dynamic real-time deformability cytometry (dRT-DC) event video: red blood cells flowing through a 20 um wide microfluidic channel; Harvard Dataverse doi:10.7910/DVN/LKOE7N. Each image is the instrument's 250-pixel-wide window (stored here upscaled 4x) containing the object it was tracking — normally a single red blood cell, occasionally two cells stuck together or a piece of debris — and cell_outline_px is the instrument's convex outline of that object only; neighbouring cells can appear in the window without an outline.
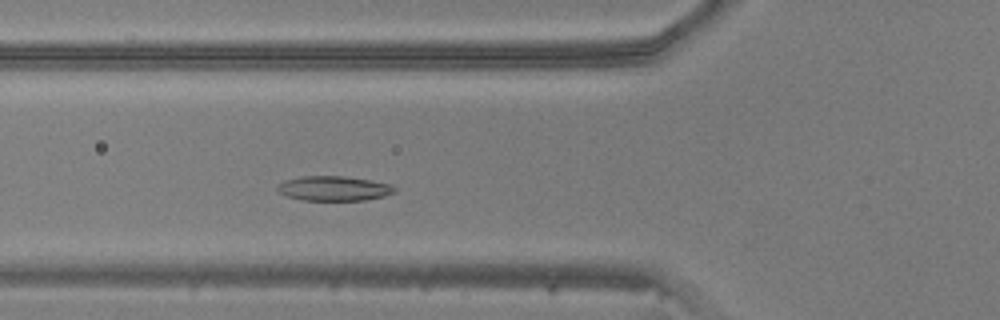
{"species": "common noctule bat (a hibernating species)", "species_latin": "Nyctalus noctula", "temperature_condition": "warm", "stored_images_in_passage": 43, "camera_frame_rate_fps": 3000, "um_per_image_px": 0.085, "animal": {"sex": "male", "body_mass_g": 20.5, "forearm_length_mm": 52.5}, "frame": {"image": 1, "passage_image": 12, "time_ms": 3.667, "image_size_px": [1000, 320], "cell_outline_px": [[396, 192], [384, 196], [364, 200], [304, 200], [288, 196], [280, 192], [276, 188], [276, 184], [284, 180], [300, 176], [340, 176], [368, 180], [392, 184], [396, 188]], "centroid_in_image_um": [28.37, 16.01], "position_along_channel_um": 97.4, "area_um2": 16.82}}
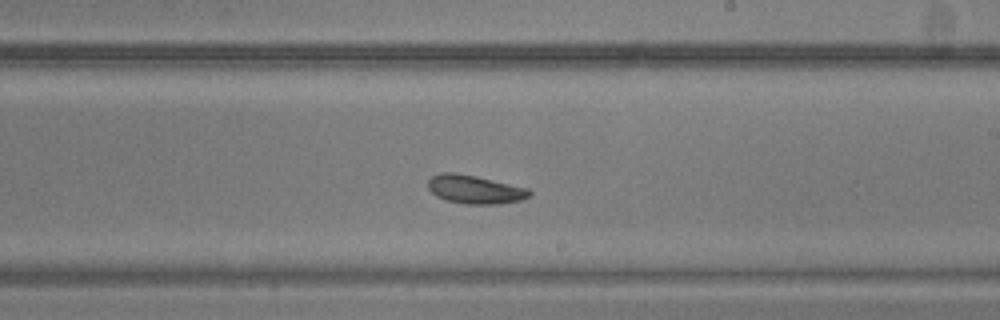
{"frame": {"image": 2, "passage_image": 23, "time_ms": 7.333, "image_size_px": [1000, 320], "cell_outline_px": [[532, 196], [520, 200], [500, 204], [464, 204], [448, 200], [436, 196], [428, 188], [428, 180], [432, 176], [440, 172], [456, 172], [476, 176], [528, 188], [532, 192]], "centroid_in_image_um": [40.37, 16.1], "position_along_channel_um": 248.6, "area_um2": 16.94}}
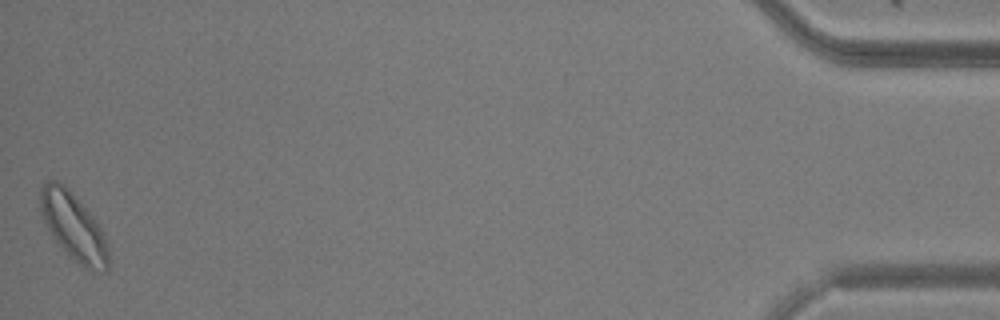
{"frame": {"image": 3, "passage_image": 43, "time_ms": 14.0, "image_size_px": [1000, 320], "cell_outline_px": [[108, 268], [104, 272], [92, 272], [84, 268], [68, 256], [52, 236], [44, 220], [40, 208], [40, 188], [48, 180], [56, 180], [64, 184], [72, 192], [96, 220], [104, 236], [108, 252]], "centroid_in_image_um": [6.25, 19.28], "position_along_channel_um": 429.0, "area_um2": 26.7}}